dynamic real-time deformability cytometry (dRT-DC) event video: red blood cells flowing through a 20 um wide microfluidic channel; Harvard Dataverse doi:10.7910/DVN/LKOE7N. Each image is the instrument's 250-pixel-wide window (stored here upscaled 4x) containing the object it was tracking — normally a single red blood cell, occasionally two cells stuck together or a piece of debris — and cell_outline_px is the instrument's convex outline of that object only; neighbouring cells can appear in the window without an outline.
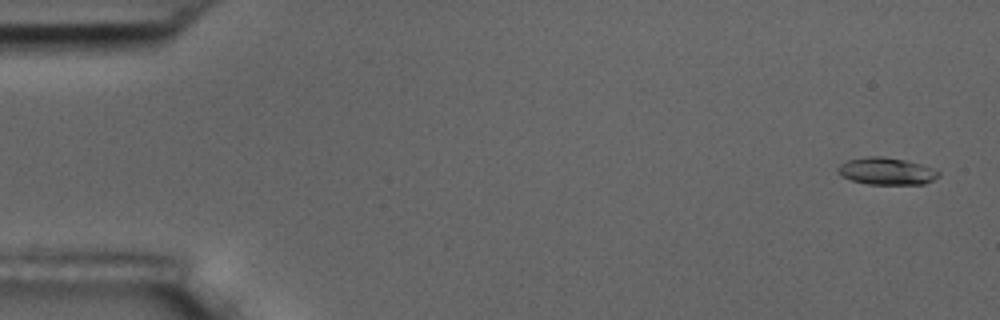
{"species": "common noctule bat (a hibernating species)", "species_latin": "Nyctalus noctula", "temperature_condition": "room temperature", "stored_images_in_passage": 4, "camera_frame_rate_fps": 3000, "um_per_image_px": 0.085, "animal": {"sex": "male", "body_mass_g": 17.5, "forearm_length_mm": 52.3}, "frame": {"image": 1, "passage_image": 1, "time_ms": 0.0, "image_size_px": [1000, 320], "cell_outline_px": [[940, 176], [924, 184], [868, 184], [852, 180], [840, 176], [836, 172], [836, 168], [840, 164], [848, 160], [868, 156], [880, 156], [904, 160], [920, 164], [940, 172]], "centroid_in_image_um": [75.3, 14.55], "position_along_channel_um": 9.7, "area_um2": 15.84}}
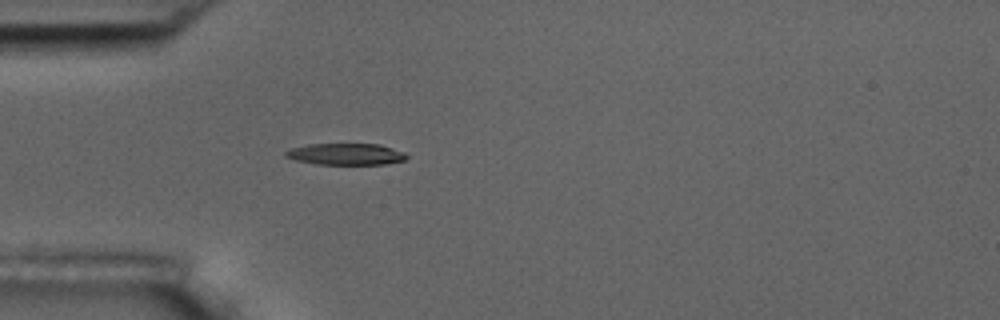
{"frame": {"image": 2, "passage_image": 4, "time_ms": 4.667, "image_size_px": [1000, 320], "cell_outline_px": [[408, 156], [404, 160], [384, 164], [316, 164], [296, 160], [284, 156], [284, 152], [292, 148], [308, 144], [380, 144], [404, 152]], "centroid_in_image_um": [29.39, 13.1], "position_along_channel_um": 55.6, "area_um2": 15.09}}